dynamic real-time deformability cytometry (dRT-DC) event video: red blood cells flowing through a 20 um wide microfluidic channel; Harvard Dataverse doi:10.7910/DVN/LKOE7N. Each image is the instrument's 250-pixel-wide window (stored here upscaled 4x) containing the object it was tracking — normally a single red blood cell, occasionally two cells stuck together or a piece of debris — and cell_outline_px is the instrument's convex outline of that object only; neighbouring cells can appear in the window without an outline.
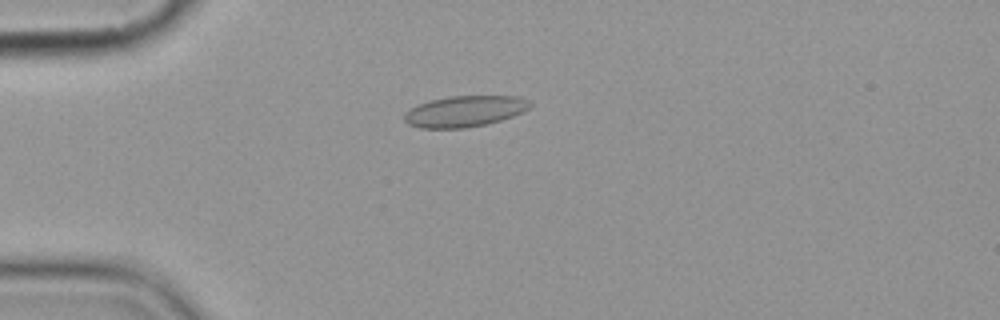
{"species": "common noctule bat (a hibernating species)", "species_latin": "Nyctalus noctula", "temperature_condition": "cold", "stored_images_in_passage": 8, "camera_frame_rate_fps": 3000, "um_per_image_px": 0.085, "animal": {"sex": "female", "body_mass_g": 19.9}, "frame": {"image": 1, "passage_image": 5, "time_ms": 4.667, "image_size_px": [1000, 320], "cell_outline_px": [[532, 108], [524, 112], [488, 124], [464, 128], [420, 128], [408, 124], [404, 120], [404, 112], [416, 104], [448, 96], [516, 96], [528, 100], [532, 104]], "centroid_in_image_um": [39.5, 9.46], "position_along_channel_um": 45.5, "area_um2": 22.95}}
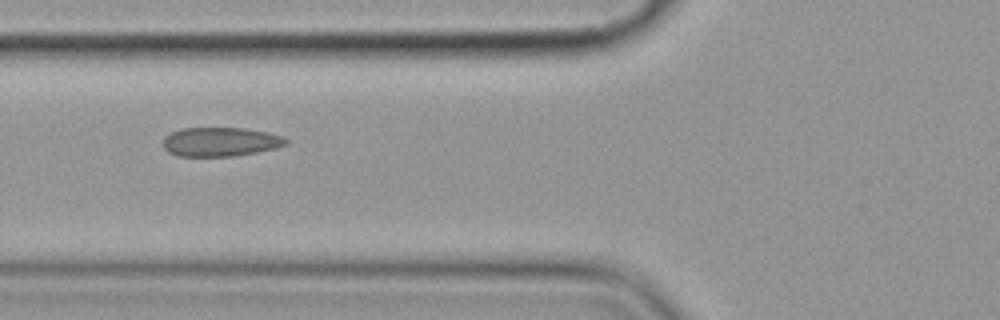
{"frame": {"image": 2, "passage_image": 7, "time_ms": 7.0, "image_size_px": [1000, 320], "cell_outline_px": [[288, 144], [276, 148], [256, 152], [232, 156], [176, 156], [168, 152], [164, 148], [164, 136], [172, 132], [184, 128], [244, 128], [268, 132], [284, 136], [288, 140]], "centroid_in_image_um": [18.76, 12.05], "position_along_channel_um": 107.0, "area_um2": 20.87}}
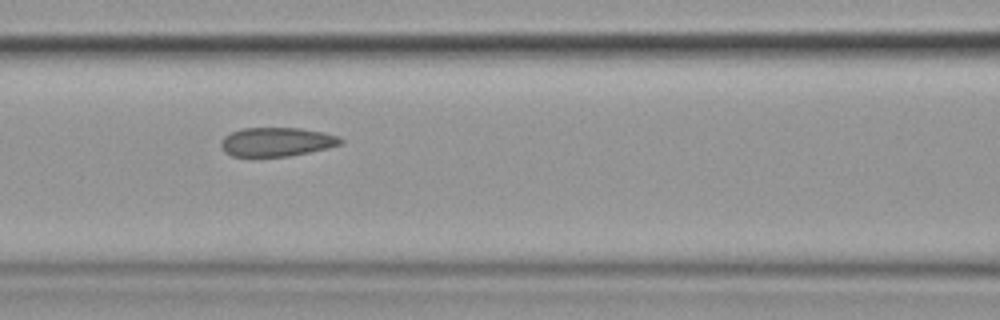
{"frame": {"image": 3, "passage_image": 8, "time_ms": 8.0, "image_size_px": [1000, 320], "cell_outline_px": [[344, 144], [328, 148], [288, 156], [232, 156], [224, 152], [220, 144], [220, 140], [224, 136], [232, 132], [244, 128], [300, 128], [324, 132], [340, 136], [344, 140]], "centroid_in_image_um": [23.55, 12.05], "position_along_channel_um": 143.1, "area_um2": 20.29}}